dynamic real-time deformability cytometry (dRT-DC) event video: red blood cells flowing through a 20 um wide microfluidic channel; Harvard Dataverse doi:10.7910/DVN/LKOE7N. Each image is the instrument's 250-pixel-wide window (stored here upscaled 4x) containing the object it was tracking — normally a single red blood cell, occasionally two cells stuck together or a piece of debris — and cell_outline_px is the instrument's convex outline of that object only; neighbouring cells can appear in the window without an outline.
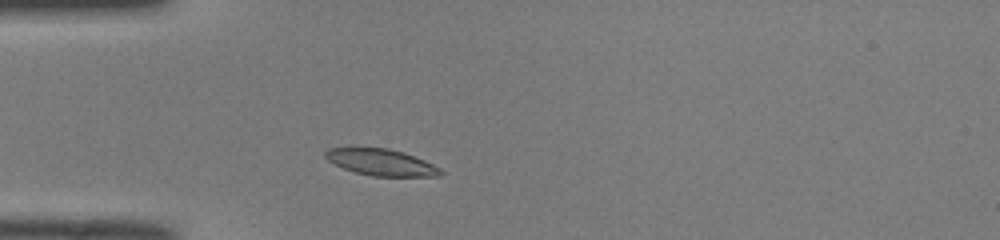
{"species": "common noctule bat (a hibernating species)", "species_latin": "Nyctalus noctula", "temperature_condition": "room temperature", "stored_images_in_passage": 37, "camera_frame_rate_fps": 3000, "um_per_image_px": 0.085, "animal": {"sex": "male", "body_mass_g": 19.0, "forearm_length_mm": 50.8}, "frame": {"image": 1, "passage_image": 1, "time_ms": 0.0, "image_size_px": [1000, 240], "cell_outline_px": [[444, 172], [440, 176], [372, 176], [356, 172], [344, 168], [328, 160], [324, 156], [324, 152], [328, 148], [388, 148], [404, 152], [424, 160], [440, 168]], "centroid_in_image_um": [32.42, 13.79], "position_along_channel_um": 52.6, "area_um2": 17.63}}
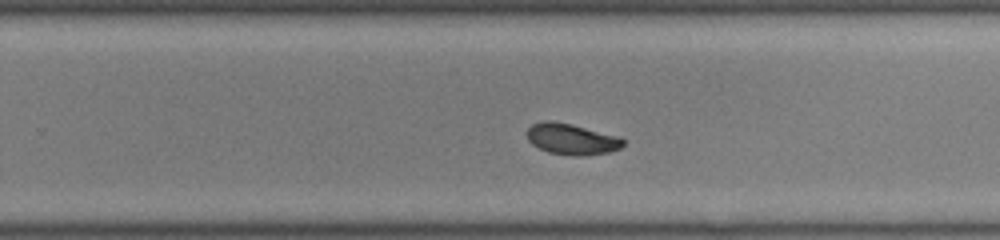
{"frame": {"image": 2, "passage_image": 19, "time_ms": 6.0, "image_size_px": [1000, 240], "cell_outline_px": [[624, 144], [620, 148], [608, 152], [584, 156], [572, 156], [548, 152], [532, 144], [528, 140], [528, 128], [532, 124], [544, 120], [552, 120], [572, 124], [620, 136], [624, 140]], "centroid_in_image_um": [48.6, 11.82], "position_along_channel_um": 281.2, "area_um2": 17.51}}
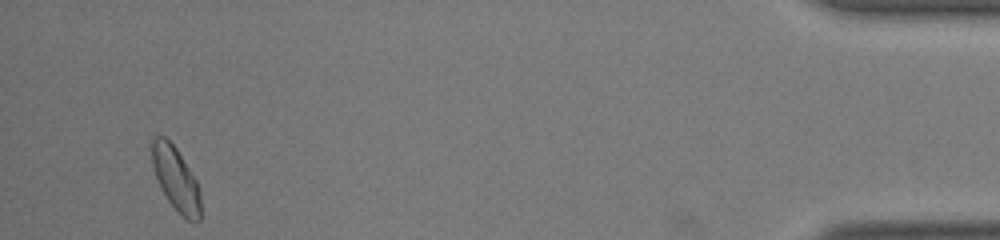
{"frame": {"image": 3, "passage_image": 35, "time_ms": 11.333, "image_size_px": [1000, 240], "cell_outline_px": [[200, 220], [188, 220], [168, 200], [160, 188], [152, 164], [152, 136], [164, 136], [176, 148], [196, 180], [200, 192]], "centroid_in_image_um": [14.93, 15.17], "position_along_channel_um": 420.3, "area_um2": 17.63}}